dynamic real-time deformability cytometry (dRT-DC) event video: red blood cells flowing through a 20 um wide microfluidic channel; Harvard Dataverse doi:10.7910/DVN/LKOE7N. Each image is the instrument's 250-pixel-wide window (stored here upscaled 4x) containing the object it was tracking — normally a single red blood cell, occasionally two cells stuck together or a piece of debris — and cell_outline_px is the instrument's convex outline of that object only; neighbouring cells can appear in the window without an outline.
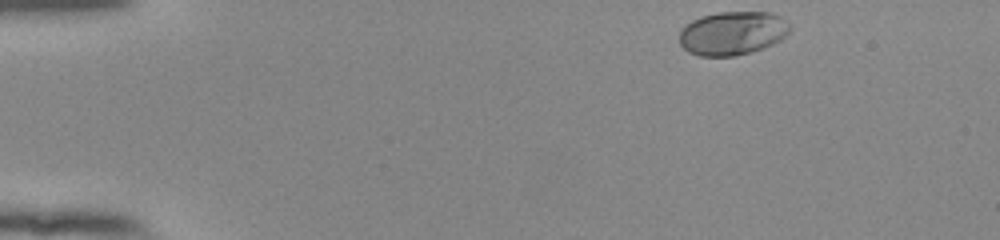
{"species": "human", "species_latin": "Homo sapiens", "temperature_condition": "room temperature", "stored_images_in_passage": 48, "camera_frame_rate_fps": 3000, "um_per_image_px": 0.085, "donor": {"sex": "female"}, "frame": {"image": 1, "passage_image": 1, "time_ms": 0.0, "image_size_px": [1000, 240], "cell_outline_px": [[792, 28], [780, 40], [772, 44], [748, 52], [732, 56], [700, 56], [688, 52], [680, 44], [680, 32], [692, 20], [700, 16], [720, 12], [772, 12], [780, 16]], "centroid_in_image_um": [62.26, 2.81], "position_along_channel_um": 22.7, "area_um2": 27.8}}
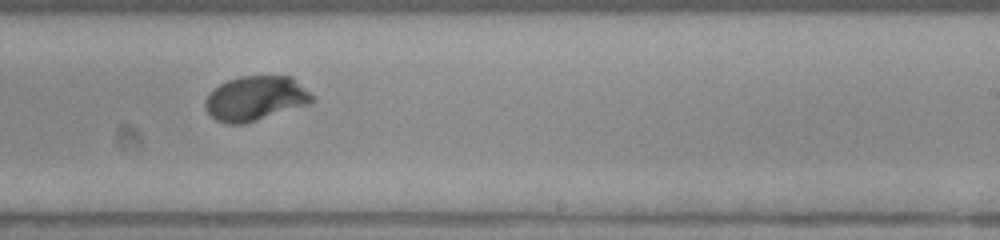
{"frame": {"image": 2, "passage_image": 28, "time_ms": 9.0, "image_size_px": [1000, 240], "cell_outline_px": [[316, 100], [308, 104], [244, 124], [228, 124], [216, 120], [204, 108], [204, 100], [208, 92], [212, 88], [228, 80], [240, 76], [292, 76], [316, 96]], "centroid_in_image_um": [21.72, 8.35], "position_along_channel_um": 267.3, "area_um2": 28.09}}
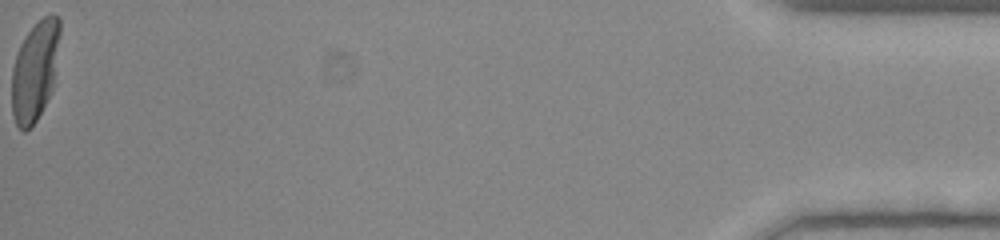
{"frame": {"image": 3, "passage_image": 48, "time_ms": 15.667, "image_size_px": [1000, 240], "cell_outline_px": [[60, 36], [52, 88], [36, 120], [24, 132], [16, 124], [12, 112], [12, 68], [20, 44], [24, 36], [44, 16], [52, 12], [60, 20]], "centroid_in_image_um": [2.96, 5.98], "position_along_channel_um": 432.2, "area_um2": 27.46}, "authors_computed_cell_mechanics": {"area_um2": 27.5706, "velocity_mm_per_s": 3.8414, "shape_relaxation_time_tau1_ms": 1.9635, "shape_relaxation_time_tau2_ms": null, "deformation_change_tau1": 0.1549, "deformation_change_tau2": null}}